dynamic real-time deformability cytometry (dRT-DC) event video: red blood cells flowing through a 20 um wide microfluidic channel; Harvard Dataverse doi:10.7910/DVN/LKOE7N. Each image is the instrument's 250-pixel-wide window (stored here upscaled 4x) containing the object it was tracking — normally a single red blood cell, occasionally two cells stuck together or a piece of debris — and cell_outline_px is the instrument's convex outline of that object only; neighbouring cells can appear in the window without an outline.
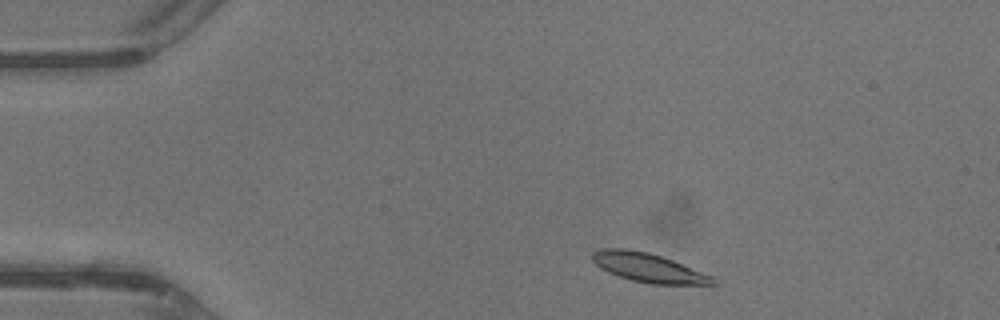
{"species": "common noctule bat (a hibernating species)", "species_latin": "Nyctalus noctula", "temperature_condition": "warm", "stored_images_in_passage": 39, "camera_frame_rate_fps": 3000, "um_per_image_px": 0.085, "animal": {"sex": "male", "body_mass_g": 13.3}, "frame": {"image": 1, "passage_image": 3, "time_ms": 0.667, "image_size_px": [1000, 320], "cell_outline_px": [[716, 284], [652, 284], [632, 280], [608, 272], [600, 268], [592, 260], [592, 252], [600, 248], [624, 248], [648, 252], [672, 260], [712, 276], [716, 280]], "centroid_in_image_um": [55.07, 22.74], "position_along_channel_um": 29.9, "area_um2": 20.11}}
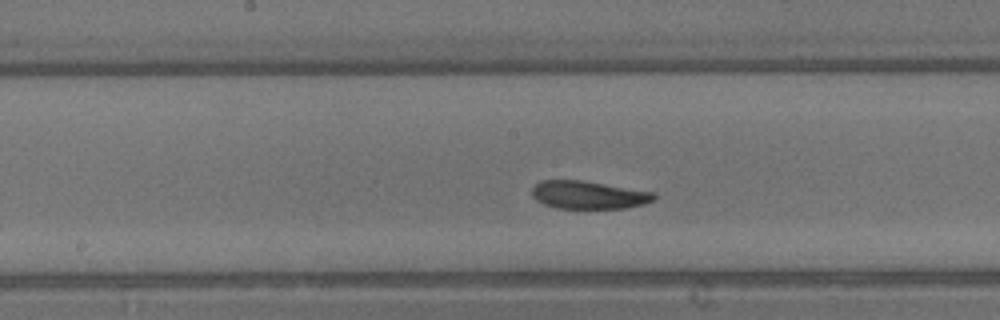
{"frame": {"image": 2, "passage_image": 18, "time_ms": 5.667, "image_size_px": [1000, 320], "cell_outline_px": [[656, 196], [652, 200], [644, 204], [624, 208], [556, 208], [544, 204], [536, 200], [532, 196], [532, 188], [540, 180], [580, 180], [656, 192]], "centroid_in_image_um": [50.01, 16.56], "position_along_channel_um": 198.2, "area_um2": 19.83}}
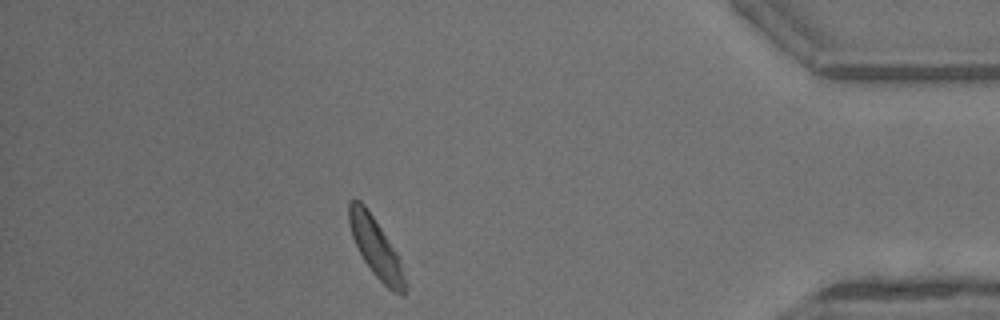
{"frame": {"image": 3, "passage_image": 34, "time_ms": 11.0, "image_size_px": [1000, 320], "cell_outline_px": [[408, 288], [404, 296], [400, 296], [392, 292], [372, 272], [364, 260], [352, 236], [348, 224], [348, 204], [352, 200], [360, 200], [364, 204], [396, 252], [400, 260], [408, 284]], "centroid_in_image_um": [31.98, 21.12], "position_along_channel_um": 403.2, "area_um2": 19.19}, "authors_computed_cell_mechanics": {"area_um2": 20.1144, "velocity_mm_per_s": 4.668, "shape_relaxation_time_tau1_ms": 1.9985, "shape_relaxation_time_tau2_ms": 3.3118, "deformation_change_tau1": 0.1073, "deformation_change_tau2": 0.111}}